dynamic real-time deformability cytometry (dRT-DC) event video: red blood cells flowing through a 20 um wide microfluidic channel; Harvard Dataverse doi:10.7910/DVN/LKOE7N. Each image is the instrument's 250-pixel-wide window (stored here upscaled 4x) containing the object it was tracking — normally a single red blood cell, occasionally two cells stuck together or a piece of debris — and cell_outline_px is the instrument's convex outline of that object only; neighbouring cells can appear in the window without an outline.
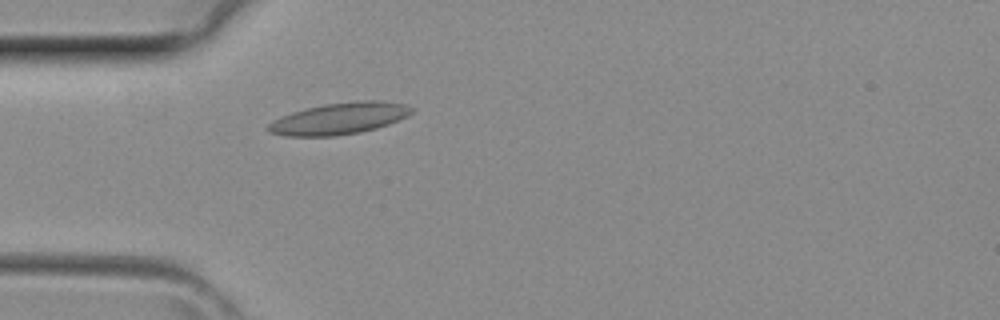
{"species": "common noctule bat (a hibernating species)", "species_latin": "Nyctalus noctula", "temperature_condition": "room temperature", "stored_images_in_passage": 4, "camera_frame_rate_fps": 3000, "um_per_image_px": 0.085, "animal": {"sex": "female", "body_mass_g": 29.2, "forearm_length_mm": 56.3}, "frame": {"image": 1, "passage_image": 4, "time_ms": 1.0, "image_size_px": [1000, 320], "cell_outline_px": [[416, 108], [408, 116], [388, 124], [376, 128], [360, 132], [336, 136], [284, 136], [268, 132], [264, 128], [272, 120], [280, 116], [304, 108], [324, 104], [356, 100], [384, 100], [404, 104]], "centroid_in_image_um": [28.82, 10.06], "position_along_channel_um": 56.2, "area_um2": 26.88}}